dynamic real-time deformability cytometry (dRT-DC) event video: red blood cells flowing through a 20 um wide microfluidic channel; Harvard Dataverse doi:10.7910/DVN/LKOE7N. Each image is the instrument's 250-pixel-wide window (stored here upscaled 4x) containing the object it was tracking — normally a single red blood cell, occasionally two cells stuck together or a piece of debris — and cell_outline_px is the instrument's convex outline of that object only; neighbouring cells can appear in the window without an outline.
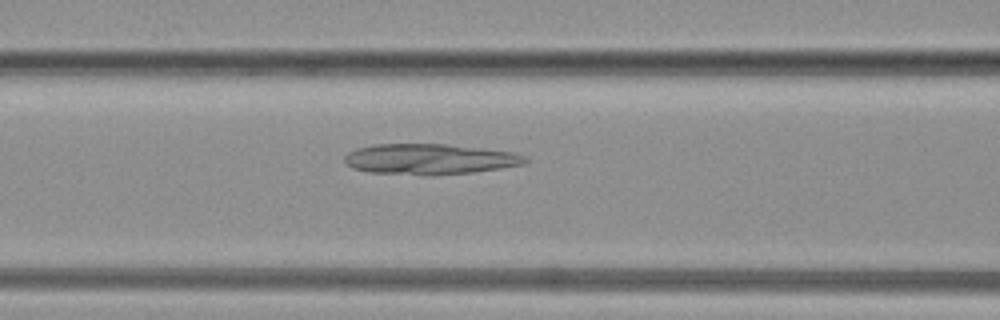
{"species": "common noctule bat (a hibernating species)", "species_latin": "Nyctalus noctula", "temperature_condition": "warm", "stored_images_in_passage": 50, "camera_frame_rate_fps": 3000, "um_per_image_px": 0.085, "animal": {"sex": "female", "body_mass_g": 19.3, "forearm_length_mm": 54.1}, "frame": {"image": 1, "passage_image": 16, "time_ms": 5.0, "image_size_px": [1000, 320], "cell_outline_px": [[528, 160], [524, 164], [500, 168], [472, 172], [432, 176], [368, 172], [352, 168], [344, 160], [344, 156], [348, 152], [356, 148], [376, 144], [448, 144], [516, 152], [528, 156]], "centroid_in_image_um": [36.54, 13.53], "position_along_channel_um": 130.1, "area_um2": 32.54}}
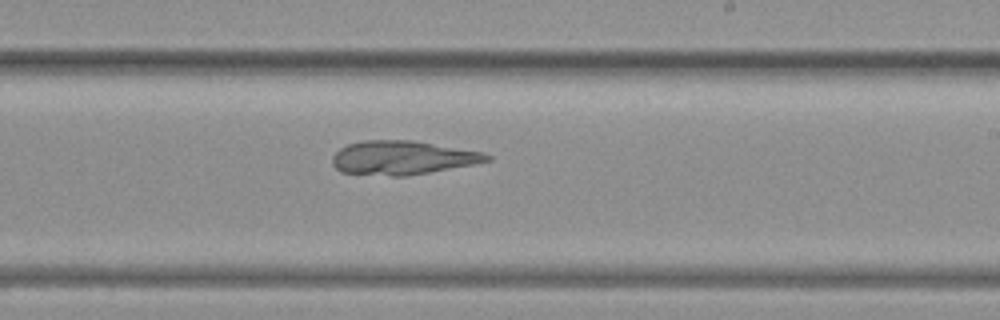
{"frame": {"image": 2, "passage_image": 30, "time_ms": 9.667, "image_size_px": [1000, 320], "cell_outline_px": [[492, 160], [472, 164], [408, 176], [392, 176], [340, 172], [332, 164], [332, 156], [340, 148], [348, 144], [364, 140], [412, 140], [484, 152], [492, 156]], "centroid_in_image_um": [34.2, 13.4], "position_along_channel_um": 254.8, "area_um2": 30.4}}
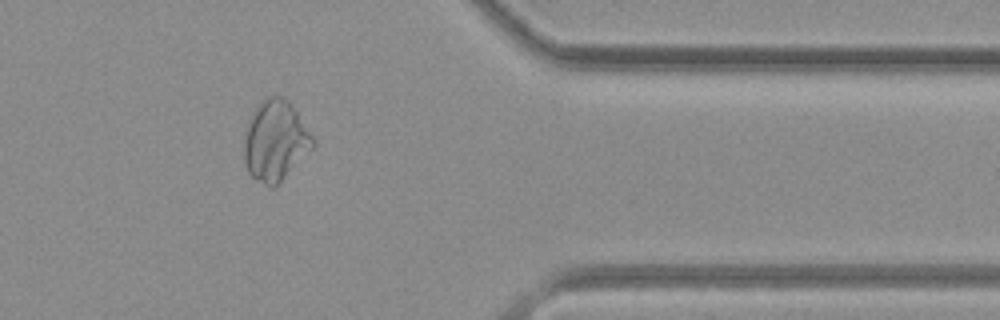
{"frame": {"image": 3, "passage_image": 47, "time_ms": 15.333, "image_size_px": [1000, 320], "cell_outline_px": [[316, 144], [272, 188], [268, 188], [256, 180], [248, 172], [244, 160], [244, 140], [252, 112], [268, 96], [284, 96], [288, 100], [316, 140]], "centroid_in_image_um": [23.4, 11.96], "position_along_channel_um": 388.0, "area_um2": 31.62}}